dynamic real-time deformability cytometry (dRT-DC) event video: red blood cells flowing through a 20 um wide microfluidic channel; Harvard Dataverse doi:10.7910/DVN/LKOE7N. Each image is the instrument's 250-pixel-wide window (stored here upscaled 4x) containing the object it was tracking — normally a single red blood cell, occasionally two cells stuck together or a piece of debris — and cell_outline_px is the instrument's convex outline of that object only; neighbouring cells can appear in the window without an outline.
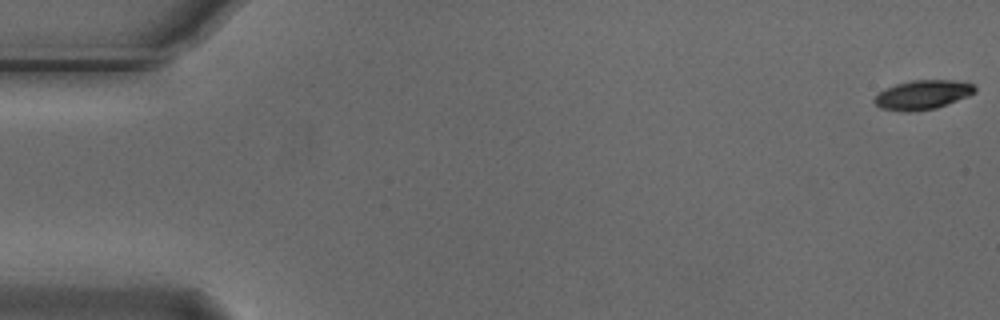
{"species": "Egyptian fruit bat (a non-hibernating species)", "species_latin": "Rousettus aegyptiacus", "temperature_condition": "cold", "stored_images_in_passage": 28, "camera_frame_rate_fps": 3000, "um_per_image_px": 0.085, "animal": {"sex": "male"}, "frame": {"image": 1, "passage_image": 1, "time_ms": 0.0, "image_size_px": [1000, 320], "cell_outline_px": [[976, 92], [968, 96], [936, 108], [908, 112], [904, 112], [880, 108], [872, 100], [880, 92], [896, 84], [912, 80], [952, 80], [972, 84], [976, 88]], "centroid_in_image_um": [78.42, 8.06], "position_along_channel_um": 6.6, "area_um2": 16.94}}
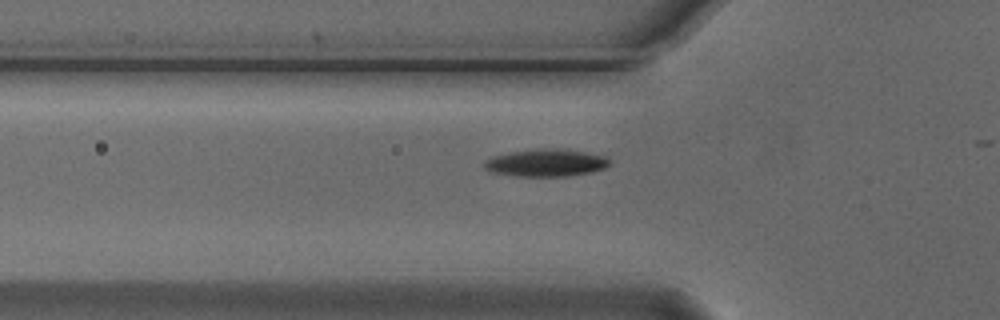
{"frame": {"image": 2, "passage_image": 19, "time_ms": 6.0, "image_size_px": [1000, 320], "cell_outline_px": [[612, 164], [604, 168], [592, 172], [568, 176], [516, 176], [492, 172], [484, 168], [484, 164], [492, 156], [512, 152], [540, 148], [556, 148], [584, 152], [608, 156], [612, 160]], "centroid_in_image_um": [46.48, 13.84], "position_along_channel_um": 79.3, "area_um2": 20.06}}
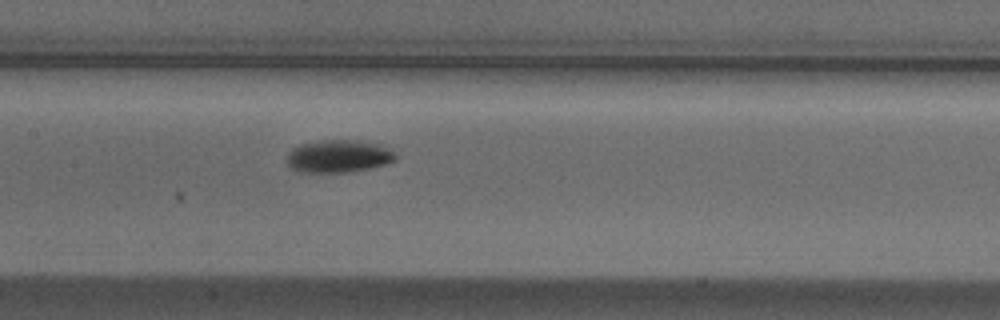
{"frame": {"image": 3, "passage_image": 27, "time_ms": 8.667, "image_size_px": [1000, 320], "cell_outline_px": [[396, 160], [384, 164], [368, 168], [344, 172], [300, 172], [292, 168], [284, 160], [288, 152], [292, 148], [300, 144], [324, 140], [356, 140], [380, 144], [392, 148], [396, 152]], "centroid_in_image_um": [28.77, 13.26], "position_along_channel_um": 178.6, "area_um2": 20.81}}